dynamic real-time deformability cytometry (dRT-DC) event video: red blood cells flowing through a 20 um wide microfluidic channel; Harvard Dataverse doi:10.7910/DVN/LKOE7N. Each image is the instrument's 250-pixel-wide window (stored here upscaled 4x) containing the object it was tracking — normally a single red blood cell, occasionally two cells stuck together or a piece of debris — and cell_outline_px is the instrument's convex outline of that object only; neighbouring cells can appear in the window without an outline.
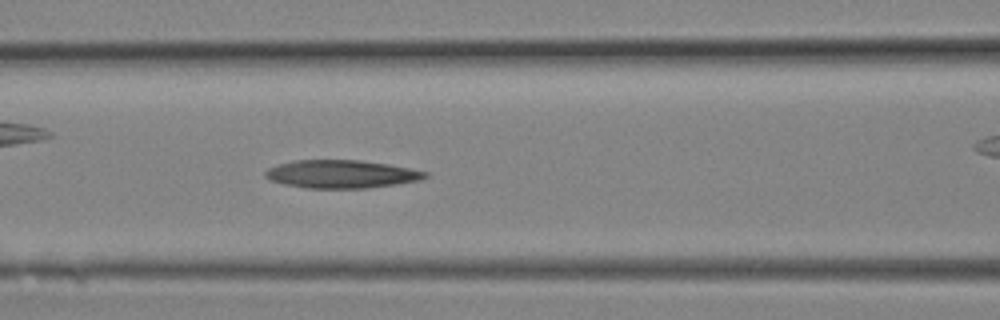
{"species": "Egyptian fruit bat (a non-hibernating species)", "species_latin": "Rousettus aegyptiacus", "temperature_condition": "room temperature", "stored_images_in_passage": 9, "segment_of_instrument_passage": [1, 2], "camera_frame_rate_fps": 3000, "um_per_image_px": 0.085, "animal": {"sex": "female"}, "frame": {"image": 1, "passage_image": 8, "time_ms": 2.333, "image_size_px": [1000, 320], "cell_outline_px": [[428, 176], [420, 180], [396, 184], [368, 188], [304, 188], [284, 184], [272, 180], [264, 176], [264, 172], [268, 168], [276, 164], [292, 160], [360, 160], [388, 164], [428, 172]], "centroid_in_image_um": [28.98, 14.79], "position_along_channel_um": 137.6, "area_um2": 26.18}}